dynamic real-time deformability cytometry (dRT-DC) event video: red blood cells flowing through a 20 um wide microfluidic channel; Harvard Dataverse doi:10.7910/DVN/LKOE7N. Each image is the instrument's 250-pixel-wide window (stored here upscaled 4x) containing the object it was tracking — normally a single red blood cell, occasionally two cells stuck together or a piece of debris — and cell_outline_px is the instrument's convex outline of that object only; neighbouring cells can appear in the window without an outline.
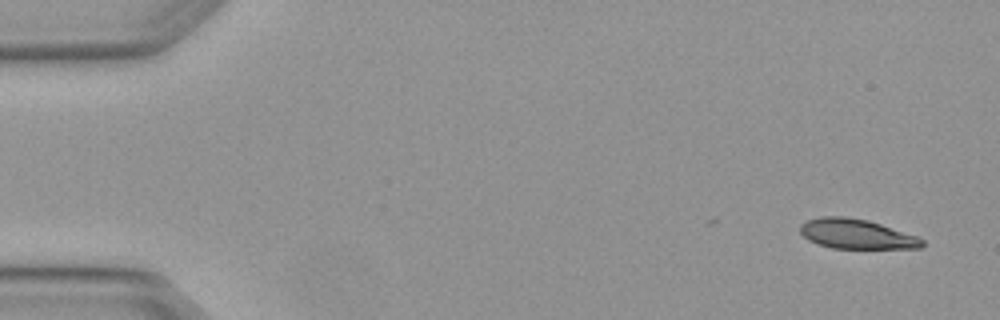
{"species": "Egyptian fruit bat (a non-hibernating species)", "species_latin": "Rousettus aegyptiacus", "temperature_condition": "warm", "stored_images_in_passage": 5, "camera_frame_rate_fps": 3000, "um_per_image_px": 0.085, "animal": {"sex": "female"}, "frame": {"image": 1, "passage_image": 1, "time_ms": 0.0, "image_size_px": [1000, 320], "cell_outline_px": [[924, 244], [920, 248], [832, 248], [808, 240], [800, 232], [800, 224], [808, 220], [820, 216], [844, 216], [868, 220], [916, 236], [924, 240]], "centroid_in_image_um": [72.77, 19.88], "position_along_channel_um": 12.2, "area_um2": 20.92}}
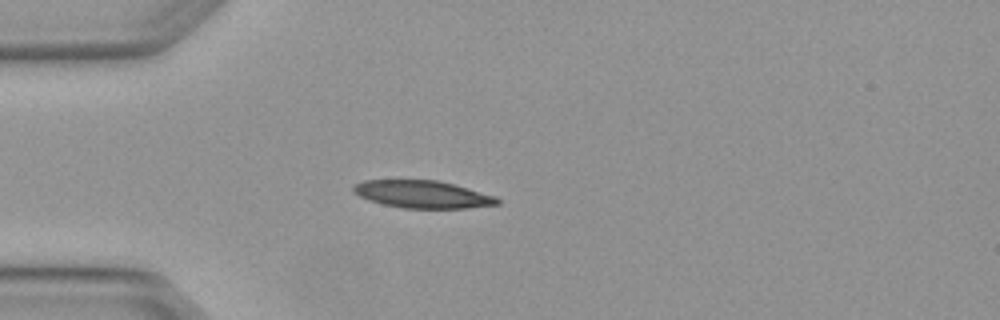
{"frame": {"image": 2, "passage_image": 4, "time_ms": 1.0, "image_size_px": [1000, 320], "cell_outline_px": [[500, 204], [468, 208], [404, 208], [384, 204], [368, 200], [352, 192], [352, 188], [356, 184], [364, 180], [436, 180], [468, 188], [496, 196], [500, 200]], "centroid_in_image_um": [35.93, 16.52], "position_along_channel_um": 49.1, "area_um2": 22.95}}